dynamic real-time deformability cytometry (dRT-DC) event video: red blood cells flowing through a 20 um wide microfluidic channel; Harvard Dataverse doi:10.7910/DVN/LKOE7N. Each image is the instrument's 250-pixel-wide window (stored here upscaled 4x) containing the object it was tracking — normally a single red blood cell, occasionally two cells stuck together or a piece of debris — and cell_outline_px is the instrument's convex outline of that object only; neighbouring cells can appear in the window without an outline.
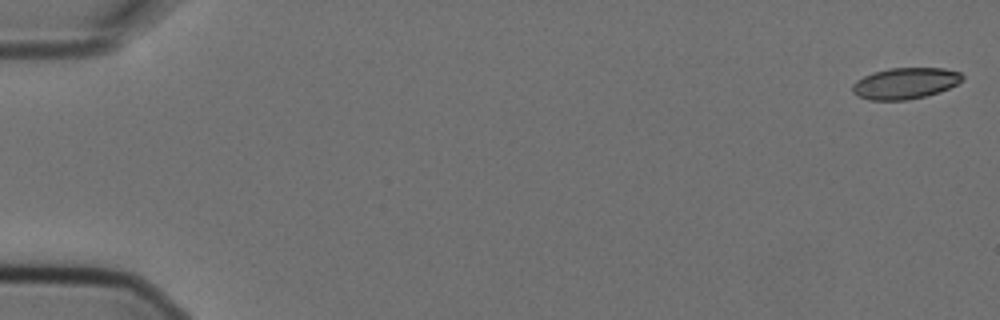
{"species": "Egyptian fruit bat (a non-hibernating species)", "species_latin": "Rousettus aegyptiacus", "temperature_condition": "cold", "stored_images_in_passage": 4, "camera_frame_rate_fps": 3000, "um_per_image_px": 0.085, "animal": {"sex": "female"}, "frame": {"image": 1, "passage_image": 1, "time_ms": 0.0, "image_size_px": [1000, 320], "cell_outline_px": [[964, 80], [940, 92], [908, 100], [868, 100], [856, 96], [852, 92], [852, 84], [856, 80], [872, 72], [888, 68], [944, 68], [960, 72], [964, 76]], "centroid_in_image_um": [76.92, 7.08], "position_along_channel_um": 8.1, "area_um2": 20.23}}